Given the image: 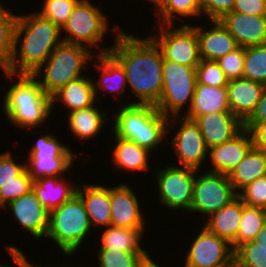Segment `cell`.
Instances as JSON below:
<instances>
[{
    "mask_svg": "<svg viewBox=\"0 0 266 267\" xmlns=\"http://www.w3.org/2000/svg\"><path fill=\"white\" fill-rule=\"evenodd\" d=\"M87 75L69 82L52 96V108L55 103L66 106L69 112L87 108L97 104L93 78Z\"/></svg>",
    "mask_w": 266,
    "mask_h": 267,
    "instance_id": "obj_26",
    "label": "cell"
},
{
    "mask_svg": "<svg viewBox=\"0 0 266 267\" xmlns=\"http://www.w3.org/2000/svg\"><path fill=\"white\" fill-rule=\"evenodd\" d=\"M234 267H266V249H236Z\"/></svg>",
    "mask_w": 266,
    "mask_h": 267,
    "instance_id": "obj_44",
    "label": "cell"
},
{
    "mask_svg": "<svg viewBox=\"0 0 266 267\" xmlns=\"http://www.w3.org/2000/svg\"><path fill=\"white\" fill-rule=\"evenodd\" d=\"M245 61V48L238 47L233 52L217 60L220 68L229 80L242 78Z\"/></svg>",
    "mask_w": 266,
    "mask_h": 267,
    "instance_id": "obj_41",
    "label": "cell"
},
{
    "mask_svg": "<svg viewBox=\"0 0 266 267\" xmlns=\"http://www.w3.org/2000/svg\"><path fill=\"white\" fill-rule=\"evenodd\" d=\"M253 147L250 132L243 128L236 136L225 143L208 149L209 172L229 174ZM213 167V168H212Z\"/></svg>",
    "mask_w": 266,
    "mask_h": 267,
    "instance_id": "obj_19",
    "label": "cell"
},
{
    "mask_svg": "<svg viewBox=\"0 0 266 267\" xmlns=\"http://www.w3.org/2000/svg\"><path fill=\"white\" fill-rule=\"evenodd\" d=\"M243 213V202L237 196L225 207L204 218V226L212 233L227 240L236 250V237Z\"/></svg>",
    "mask_w": 266,
    "mask_h": 267,
    "instance_id": "obj_25",
    "label": "cell"
},
{
    "mask_svg": "<svg viewBox=\"0 0 266 267\" xmlns=\"http://www.w3.org/2000/svg\"><path fill=\"white\" fill-rule=\"evenodd\" d=\"M216 112H231L227 87L217 88L196 83L191 106L183 116L194 120L198 116Z\"/></svg>",
    "mask_w": 266,
    "mask_h": 267,
    "instance_id": "obj_27",
    "label": "cell"
},
{
    "mask_svg": "<svg viewBox=\"0 0 266 267\" xmlns=\"http://www.w3.org/2000/svg\"><path fill=\"white\" fill-rule=\"evenodd\" d=\"M157 25V33L151 34V38L160 47L165 60H171L178 64L197 67L201 58L199 55V41L196 35V24Z\"/></svg>",
    "mask_w": 266,
    "mask_h": 267,
    "instance_id": "obj_10",
    "label": "cell"
},
{
    "mask_svg": "<svg viewBox=\"0 0 266 267\" xmlns=\"http://www.w3.org/2000/svg\"><path fill=\"white\" fill-rule=\"evenodd\" d=\"M103 232L98 237V249H116L131 253H148V250L142 248L141 238L143 240L145 228H120L114 226L104 227ZM143 236V237H142Z\"/></svg>",
    "mask_w": 266,
    "mask_h": 267,
    "instance_id": "obj_30",
    "label": "cell"
},
{
    "mask_svg": "<svg viewBox=\"0 0 266 267\" xmlns=\"http://www.w3.org/2000/svg\"><path fill=\"white\" fill-rule=\"evenodd\" d=\"M114 148L111 149L112 165L119 171L150 172L151 151L145 147L139 146L136 142L117 137L113 132ZM150 157V158H149Z\"/></svg>",
    "mask_w": 266,
    "mask_h": 267,
    "instance_id": "obj_24",
    "label": "cell"
},
{
    "mask_svg": "<svg viewBox=\"0 0 266 267\" xmlns=\"http://www.w3.org/2000/svg\"><path fill=\"white\" fill-rule=\"evenodd\" d=\"M111 115V130L123 139L136 142L151 152L167 139L169 118L165 117L154 105L121 104ZM113 116V117H112ZM113 125V126H112ZM165 139V140H164Z\"/></svg>",
    "mask_w": 266,
    "mask_h": 267,
    "instance_id": "obj_4",
    "label": "cell"
},
{
    "mask_svg": "<svg viewBox=\"0 0 266 267\" xmlns=\"http://www.w3.org/2000/svg\"><path fill=\"white\" fill-rule=\"evenodd\" d=\"M137 267H160L158 263L151 258V255H149V252L143 256V258L139 261ZM162 267V266H161Z\"/></svg>",
    "mask_w": 266,
    "mask_h": 267,
    "instance_id": "obj_50",
    "label": "cell"
},
{
    "mask_svg": "<svg viewBox=\"0 0 266 267\" xmlns=\"http://www.w3.org/2000/svg\"><path fill=\"white\" fill-rule=\"evenodd\" d=\"M243 128L250 132L253 147L266 154V122L243 123Z\"/></svg>",
    "mask_w": 266,
    "mask_h": 267,
    "instance_id": "obj_45",
    "label": "cell"
},
{
    "mask_svg": "<svg viewBox=\"0 0 266 267\" xmlns=\"http://www.w3.org/2000/svg\"><path fill=\"white\" fill-rule=\"evenodd\" d=\"M265 85L245 78L229 80L227 85L230 111L244 123L254 112Z\"/></svg>",
    "mask_w": 266,
    "mask_h": 267,
    "instance_id": "obj_21",
    "label": "cell"
},
{
    "mask_svg": "<svg viewBox=\"0 0 266 267\" xmlns=\"http://www.w3.org/2000/svg\"><path fill=\"white\" fill-rule=\"evenodd\" d=\"M203 171L197 170L195 174L190 213H200L202 217L208 218L229 204L238 194L227 174Z\"/></svg>",
    "mask_w": 266,
    "mask_h": 267,
    "instance_id": "obj_12",
    "label": "cell"
},
{
    "mask_svg": "<svg viewBox=\"0 0 266 267\" xmlns=\"http://www.w3.org/2000/svg\"><path fill=\"white\" fill-rule=\"evenodd\" d=\"M197 83L217 88L227 87L229 79L217 61L202 60L196 67Z\"/></svg>",
    "mask_w": 266,
    "mask_h": 267,
    "instance_id": "obj_38",
    "label": "cell"
},
{
    "mask_svg": "<svg viewBox=\"0 0 266 267\" xmlns=\"http://www.w3.org/2000/svg\"><path fill=\"white\" fill-rule=\"evenodd\" d=\"M209 23H205V26L204 23L203 26L201 25L202 23L198 26L196 24L199 55L202 60L217 61L226 54L233 52L239 46L220 20H211Z\"/></svg>",
    "mask_w": 266,
    "mask_h": 267,
    "instance_id": "obj_17",
    "label": "cell"
},
{
    "mask_svg": "<svg viewBox=\"0 0 266 267\" xmlns=\"http://www.w3.org/2000/svg\"><path fill=\"white\" fill-rule=\"evenodd\" d=\"M127 182L110 186L111 226L145 228L140 200Z\"/></svg>",
    "mask_w": 266,
    "mask_h": 267,
    "instance_id": "obj_16",
    "label": "cell"
},
{
    "mask_svg": "<svg viewBox=\"0 0 266 267\" xmlns=\"http://www.w3.org/2000/svg\"><path fill=\"white\" fill-rule=\"evenodd\" d=\"M116 36V37H115ZM114 36L109 53L121 64L130 92L135 100L122 104H149L156 106L163 90V54L149 37H139L120 30Z\"/></svg>",
    "mask_w": 266,
    "mask_h": 267,
    "instance_id": "obj_1",
    "label": "cell"
},
{
    "mask_svg": "<svg viewBox=\"0 0 266 267\" xmlns=\"http://www.w3.org/2000/svg\"><path fill=\"white\" fill-rule=\"evenodd\" d=\"M75 155V156H74ZM76 153L61 144L52 133L42 134L30 147L26 169L33 180L41 177L63 176L74 166Z\"/></svg>",
    "mask_w": 266,
    "mask_h": 267,
    "instance_id": "obj_9",
    "label": "cell"
},
{
    "mask_svg": "<svg viewBox=\"0 0 266 267\" xmlns=\"http://www.w3.org/2000/svg\"><path fill=\"white\" fill-rule=\"evenodd\" d=\"M162 70L163 90L155 107L167 118L181 116L182 111L183 116L188 112L194 96L197 83L196 67L184 66L163 58Z\"/></svg>",
    "mask_w": 266,
    "mask_h": 267,
    "instance_id": "obj_8",
    "label": "cell"
},
{
    "mask_svg": "<svg viewBox=\"0 0 266 267\" xmlns=\"http://www.w3.org/2000/svg\"><path fill=\"white\" fill-rule=\"evenodd\" d=\"M80 0H44L39 13L42 17L52 21L60 29L66 23L74 7Z\"/></svg>",
    "mask_w": 266,
    "mask_h": 267,
    "instance_id": "obj_37",
    "label": "cell"
},
{
    "mask_svg": "<svg viewBox=\"0 0 266 267\" xmlns=\"http://www.w3.org/2000/svg\"><path fill=\"white\" fill-rule=\"evenodd\" d=\"M242 78L259 82L266 86V44L245 48Z\"/></svg>",
    "mask_w": 266,
    "mask_h": 267,
    "instance_id": "obj_35",
    "label": "cell"
},
{
    "mask_svg": "<svg viewBox=\"0 0 266 267\" xmlns=\"http://www.w3.org/2000/svg\"><path fill=\"white\" fill-rule=\"evenodd\" d=\"M96 105L69 112L67 125H69L70 132L75 135L74 137L77 140H82V142L85 140L87 142V140L97 137L99 132L102 129L104 130L103 127L108 126L106 125L107 121H109L107 112H102Z\"/></svg>",
    "mask_w": 266,
    "mask_h": 267,
    "instance_id": "obj_29",
    "label": "cell"
},
{
    "mask_svg": "<svg viewBox=\"0 0 266 267\" xmlns=\"http://www.w3.org/2000/svg\"><path fill=\"white\" fill-rule=\"evenodd\" d=\"M187 248L184 267H234V250L225 239L200 227Z\"/></svg>",
    "mask_w": 266,
    "mask_h": 267,
    "instance_id": "obj_14",
    "label": "cell"
},
{
    "mask_svg": "<svg viewBox=\"0 0 266 267\" xmlns=\"http://www.w3.org/2000/svg\"><path fill=\"white\" fill-rule=\"evenodd\" d=\"M91 1L80 0L76 4L66 23L61 28L62 41L82 45L91 51L95 49V54L109 53L112 46L104 48V46L100 47V45L106 38L105 35L109 32L108 30H112L116 35L120 31V27L116 24L109 28L111 24L109 23L108 15L104 14L100 7L95 6ZM93 47L95 48L92 49Z\"/></svg>",
    "mask_w": 266,
    "mask_h": 267,
    "instance_id": "obj_6",
    "label": "cell"
},
{
    "mask_svg": "<svg viewBox=\"0 0 266 267\" xmlns=\"http://www.w3.org/2000/svg\"><path fill=\"white\" fill-rule=\"evenodd\" d=\"M13 156L10 150L0 153V187L15 182L16 177L26 169V161L16 162Z\"/></svg>",
    "mask_w": 266,
    "mask_h": 267,
    "instance_id": "obj_42",
    "label": "cell"
},
{
    "mask_svg": "<svg viewBox=\"0 0 266 267\" xmlns=\"http://www.w3.org/2000/svg\"><path fill=\"white\" fill-rule=\"evenodd\" d=\"M147 253H131L116 249H98V267H137Z\"/></svg>",
    "mask_w": 266,
    "mask_h": 267,
    "instance_id": "obj_36",
    "label": "cell"
},
{
    "mask_svg": "<svg viewBox=\"0 0 266 267\" xmlns=\"http://www.w3.org/2000/svg\"><path fill=\"white\" fill-rule=\"evenodd\" d=\"M64 176L41 177L33 180L32 190L40 203L50 211L69 200L78 184L69 183Z\"/></svg>",
    "mask_w": 266,
    "mask_h": 267,
    "instance_id": "obj_28",
    "label": "cell"
},
{
    "mask_svg": "<svg viewBox=\"0 0 266 267\" xmlns=\"http://www.w3.org/2000/svg\"><path fill=\"white\" fill-rule=\"evenodd\" d=\"M61 42V29L52 21L36 11L26 15L18 14L13 56L4 71L13 74H32Z\"/></svg>",
    "mask_w": 266,
    "mask_h": 267,
    "instance_id": "obj_2",
    "label": "cell"
},
{
    "mask_svg": "<svg viewBox=\"0 0 266 267\" xmlns=\"http://www.w3.org/2000/svg\"><path fill=\"white\" fill-rule=\"evenodd\" d=\"M220 21L238 46L246 48L266 44V15L231 12Z\"/></svg>",
    "mask_w": 266,
    "mask_h": 267,
    "instance_id": "obj_18",
    "label": "cell"
},
{
    "mask_svg": "<svg viewBox=\"0 0 266 267\" xmlns=\"http://www.w3.org/2000/svg\"><path fill=\"white\" fill-rule=\"evenodd\" d=\"M153 10L158 17L157 25H174L177 19L182 20L183 17L185 20L191 18V21L202 17L199 0H162Z\"/></svg>",
    "mask_w": 266,
    "mask_h": 267,
    "instance_id": "obj_32",
    "label": "cell"
},
{
    "mask_svg": "<svg viewBox=\"0 0 266 267\" xmlns=\"http://www.w3.org/2000/svg\"><path fill=\"white\" fill-rule=\"evenodd\" d=\"M265 223L266 209L243 203V213L236 237V249L246 242L254 241Z\"/></svg>",
    "mask_w": 266,
    "mask_h": 267,
    "instance_id": "obj_33",
    "label": "cell"
},
{
    "mask_svg": "<svg viewBox=\"0 0 266 267\" xmlns=\"http://www.w3.org/2000/svg\"><path fill=\"white\" fill-rule=\"evenodd\" d=\"M162 0H150V4L152 3L153 9L161 2Z\"/></svg>",
    "mask_w": 266,
    "mask_h": 267,
    "instance_id": "obj_51",
    "label": "cell"
},
{
    "mask_svg": "<svg viewBox=\"0 0 266 267\" xmlns=\"http://www.w3.org/2000/svg\"><path fill=\"white\" fill-rule=\"evenodd\" d=\"M76 193L81 197L92 228L111 226L110 187L106 184H78ZM95 226V227H94Z\"/></svg>",
    "mask_w": 266,
    "mask_h": 267,
    "instance_id": "obj_22",
    "label": "cell"
},
{
    "mask_svg": "<svg viewBox=\"0 0 266 267\" xmlns=\"http://www.w3.org/2000/svg\"><path fill=\"white\" fill-rule=\"evenodd\" d=\"M6 249L11 256L14 266L12 264L10 266L0 263V267H33L34 263L30 261V258L28 259L24 252L21 251L22 249H19L16 245L6 246Z\"/></svg>",
    "mask_w": 266,
    "mask_h": 267,
    "instance_id": "obj_47",
    "label": "cell"
},
{
    "mask_svg": "<svg viewBox=\"0 0 266 267\" xmlns=\"http://www.w3.org/2000/svg\"><path fill=\"white\" fill-rule=\"evenodd\" d=\"M235 0H199L202 8V17L206 21L221 20L226 14L231 13Z\"/></svg>",
    "mask_w": 266,
    "mask_h": 267,
    "instance_id": "obj_43",
    "label": "cell"
},
{
    "mask_svg": "<svg viewBox=\"0 0 266 267\" xmlns=\"http://www.w3.org/2000/svg\"><path fill=\"white\" fill-rule=\"evenodd\" d=\"M232 12L266 15V0H235Z\"/></svg>",
    "mask_w": 266,
    "mask_h": 267,
    "instance_id": "obj_46",
    "label": "cell"
},
{
    "mask_svg": "<svg viewBox=\"0 0 266 267\" xmlns=\"http://www.w3.org/2000/svg\"><path fill=\"white\" fill-rule=\"evenodd\" d=\"M95 55L94 51L87 47L62 41L32 75L52 97L69 82L85 76L83 71L92 65L90 62Z\"/></svg>",
    "mask_w": 266,
    "mask_h": 267,
    "instance_id": "obj_5",
    "label": "cell"
},
{
    "mask_svg": "<svg viewBox=\"0 0 266 267\" xmlns=\"http://www.w3.org/2000/svg\"><path fill=\"white\" fill-rule=\"evenodd\" d=\"M3 72L7 79L13 81L2 102V110L8 122L32 132V129L36 130L50 121V116L54 114L52 97L43 90L38 80L32 74Z\"/></svg>",
    "mask_w": 266,
    "mask_h": 267,
    "instance_id": "obj_3",
    "label": "cell"
},
{
    "mask_svg": "<svg viewBox=\"0 0 266 267\" xmlns=\"http://www.w3.org/2000/svg\"><path fill=\"white\" fill-rule=\"evenodd\" d=\"M194 121L208 149L231 140L243 129V123L232 112L209 113L196 117Z\"/></svg>",
    "mask_w": 266,
    "mask_h": 267,
    "instance_id": "obj_20",
    "label": "cell"
},
{
    "mask_svg": "<svg viewBox=\"0 0 266 267\" xmlns=\"http://www.w3.org/2000/svg\"><path fill=\"white\" fill-rule=\"evenodd\" d=\"M93 230L81 197L76 193L51 210L46 239L53 241L63 254L73 256Z\"/></svg>",
    "mask_w": 266,
    "mask_h": 267,
    "instance_id": "obj_7",
    "label": "cell"
},
{
    "mask_svg": "<svg viewBox=\"0 0 266 267\" xmlns=\"http://www.w3.org/2000/svg\"><path fill=\"white\" fill-rule=\"evenodd\" d=\"M57 266H58V267H61V266H59V265H57ZM69 266H70V265H67V266H64V265H63L62 267H69ZM33 267H47V266H46V265H45V266H44V265L42 266V265H40V264L37 265L36 262H35L34 265H33ZM50 267H51V266H50ZM52 267H53V266H52ZM55 267H56V266H55ZM70 267H72V266H70ZM73 267H75V266L73 265ZM78 267H80V266H78Z\"/></svg>",
    "mask_w": 266,
    "mask_h": 267,
    "instance_id": "obj_52",
    "label": "cell"
},
{
    "mask_svg": "<svg viewBox=\"0 0 266 267\" xmlns=\"http://www.w3.org/2000/svg\"><path fill=\"white\" fill-rule=\"evenodd\" d=\"M266 122V86L252 115L244 123Z\"/></svg>",
    "mask_w": 266,
    "mask_h": 267,
    "instance_id": "obj_48",
    "label": "cell"
},
{
    "mask_svg": "<svg viewBox=\"0 0 266 267\" xmlns=\"http://www.w3.org/2000/svg\"><path fill=\"white\" fill-rule=\"evenodd\" d=\"M32 183L33 179L29 175L27 169H25L16 177L15 182L3 184L0 187V211L13 200L31 191Z\"/></svg>",
    "mask_w": 266,
    "mask_h": 267,
    "instance_id": "obj_39",
    "label": "cell"
},
{
    "mask_svg": "<svg viewBox=\"0 0 266 267\" xmlns=\"http://www.w3.org/2000/svg\"><path fill=\"white\" fill-rule=\"evenodd\" d=\"M237 249H266V223L254 241L246 242Z\"/></svg>",
    "mask_w": 266,
    "mask_h": 267,
    "instance_id": "obj_49",
    "label": "cell"
},
{
    "mask_svg": "<svg viewBox=\"0 0 266 267\" xmlns=\"http://www.w3.org/2000/svg\"><path fill=\"white\" fill-rule=\"evenodd\" d=\"M3 209L11 212L17 224L34 239L46 237L50 228L51 211L40 203L33 190L13 200Z\"/></svg>",
    "mask_w": 266,
    "mask_h": 267,
    "instance_id": "obj_15",
    "label": "cell"
},
{
    "mask_svg": "<svg viewBox=\"0 0 266 267\" xmlns=\"http://www.w3.org/2000/svg\"><path fill=\"white\" fill-rule=\"evenodd\" d=\"M95 58L92 60L95 63L92 67L101 72L98 80L93 79L97 101H100L98 95H101L102 91L112 92V95L116 93L118 98L127 89V78L123 67L110 53L96 54Z\"/></svg>",
    "mask_w": 266,
    "mask_h": 267,
    "instance_id": "obj_23",
    "label": "cell"
},
{
    "mask_svg": "<svg viewBox=\"0 0 266 267\" xmlns=\"http://www.w3.org/2000/svg\"><path fill=\"white\" fill-rule=\"evenodd\" d=\"M170 122L171 124L173 122V124L171 125ZM176 123L177 125L180 124L176 126ZM170 130H173V133ZM167 134L171 135L169 141L171 142L173 153L181 163H178L179 165L176 166L191 167L196 170L205 168L203 166H206L204 161L208 160V148L199 126L194 120L182 115L170 117L167 125Z\"/></svg>",
    "mask_w": 266,
    "mask_h": 267,
    "instance_id": "obj_11",
    "label": "cell"
},
{
    "mask_svg": "<svg viewBox=\"0 0 266 267\" xmlns=\"http://www.w3.org/2000/svg\"><path fill=\"white\" fill-rule=\"evenodd\" d=\"M196 169L176 165H167L156 170V186L160 204L172 211L190 212L193 201V184Z\"/></svg>",
    "mask_w": 266,
    "mask_h": 267,
    "instance_id": "obj_13",
    "label": "cell"
},
{
    "mask_svg": "<svg viewBox=\"0 0 266 267\" xmlns=\"http://www.w3.org/2000/svg\"><path fill=\"white\" fill-rule=\"evenodd\" d=\"M237 194L245 205L266 209V175L246 185Z\"/></svg>",
    "mask_w": 266,
    "mask_h": 267,
    "instance_id": "obj_40",
    "label": "cell"
},
{
    "mask_svg": "<svg viewBox=\"0 0 266 267\" xmlns=\"http://www.w3.org/2000/svg\"><path fill=\"white\" fill-rule=\"evenodd\" d=\"M0 4V68L4 71L13 56L17 14Z\"/></svg>",
    "mask_w": 266,
    "mask_h": 267,
    "instance_id": "obj_34",
    "label": "cell"
},
{
    "mask_svg": "<svg viewBox=\"0 0 266 267\" xmlns=\"http://www.w3.org/2000/svg\"><path fill=\"white\" fill-rule=\"evenodd\" d=\"M266 175V154L252 147L228 178L238 193L243 187Z\"/></svg>",
    "mask_w": 266,
    "mask_h": 267,
    "instance_id": "obj_31",
    "label": "cell"
}]
</instances>
